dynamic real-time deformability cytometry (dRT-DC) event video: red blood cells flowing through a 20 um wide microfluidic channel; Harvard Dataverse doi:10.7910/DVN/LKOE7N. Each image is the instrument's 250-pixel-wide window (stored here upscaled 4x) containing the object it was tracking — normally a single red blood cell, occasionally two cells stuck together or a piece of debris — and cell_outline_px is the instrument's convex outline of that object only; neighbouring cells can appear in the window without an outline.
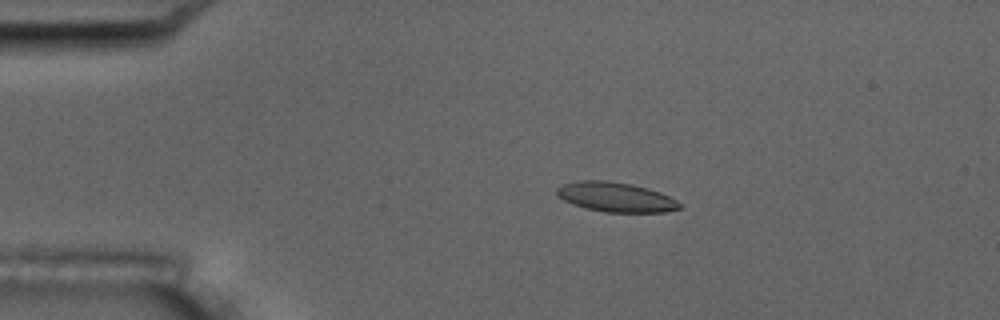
{"species": "common noctule bat (a hibernating species)", "species_latin": "Nyctalus noctula", "temperature_condition": "room temperature", "stored_images_in_passage": 9, "camera_frame_rate_fps": 3000, "um_per_image_px": 0.085, "animal": {"sex": "male", "body_mass_g": 17.5, "forearm_length_mm": 52.3}, "frame": {"image": 1, "passage_image": 4, "time_ms": 3.333, "image_size_px": [1000, 320], "cell_outline_px": [[680, 208], [664, 212], [604, 212], [584, 208], [572, 204], [564, 200], [556, 192], [556, 188], [564, 184], [580, 180], [608, 180], [632, 184], [648, 188], [660, 192], [676, 200], [680, 204]], "centroid_in_image_um": [52.33, 16.74], "position_along_channel_um": 32.7, "area_um2": 21.15}}
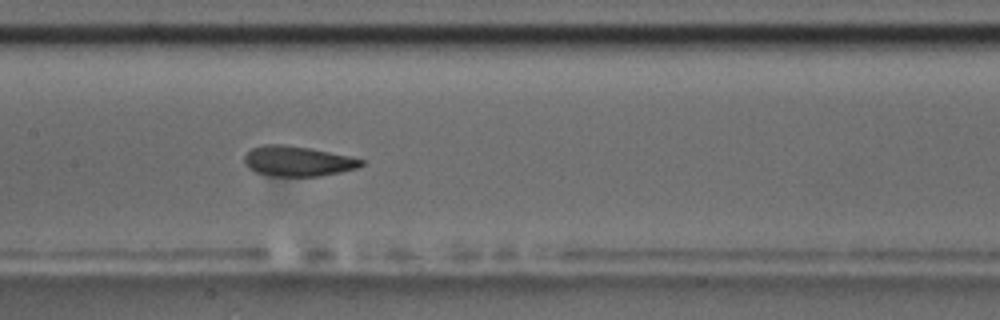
{"frame": {"image": 2, "passage_image": 9, "time_ms": 9.0, "image_size_px": [1000, 320], "cell_outline_px": [[364, 164], [356, 168], [340, 172], [320, 176], [268, 176], [256, 172], [248, 168], [244, 164], [244, 156], [252, 148], [264, 144], [284, 144], [308, 148], [348, 156], [364, 160]], "centroid_in_image_um": [25.25, 13.7], "position_along_channel_um": 182.1, "area_um2": 20.46}}